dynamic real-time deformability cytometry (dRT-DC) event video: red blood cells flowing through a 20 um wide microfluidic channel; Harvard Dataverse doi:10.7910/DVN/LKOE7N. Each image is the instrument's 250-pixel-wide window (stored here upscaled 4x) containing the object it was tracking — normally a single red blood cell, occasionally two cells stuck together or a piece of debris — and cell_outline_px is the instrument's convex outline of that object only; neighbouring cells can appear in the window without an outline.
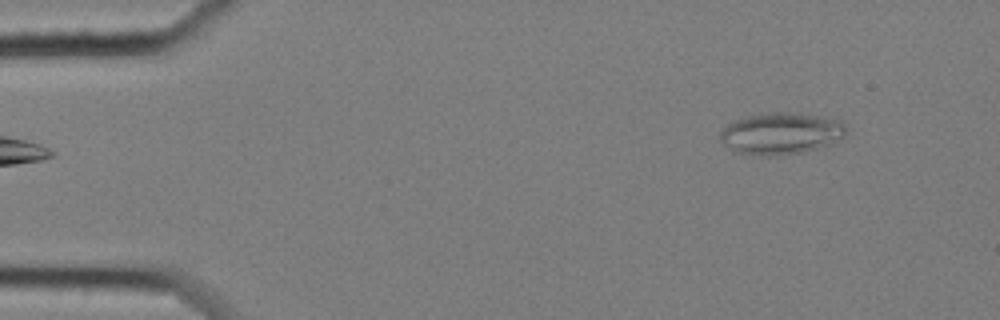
{"species": "common noctule bat (a hibernating species)", "species_latin": "Nyctalus noctula", "temperature_condition": "cold", "stored_images_in_passage": 7, "camera_frame_rate_fps": 3000, "um_per_image_px": 0.085, "animal": {"sex": "female", "body_mass_g": 25.1}, "frame": {"image": 1, "passage_image": 2, "time_ms": 0.333, "image_size_px": [1000, 320], "cell_outline_px": [[844, 136], [828, 144], [804, 152], [780, 156], [760, 156], [732, 152], [720, 140], [720, 132], [732, 120], [748, 116], [772, 112], [788, 112], [816, 116], [840, 120], [844, 124]], "centroid_in_image_um": [66.31, 11.37], "position_along_channel_um": 18.7, "area_um2": 30.58}}